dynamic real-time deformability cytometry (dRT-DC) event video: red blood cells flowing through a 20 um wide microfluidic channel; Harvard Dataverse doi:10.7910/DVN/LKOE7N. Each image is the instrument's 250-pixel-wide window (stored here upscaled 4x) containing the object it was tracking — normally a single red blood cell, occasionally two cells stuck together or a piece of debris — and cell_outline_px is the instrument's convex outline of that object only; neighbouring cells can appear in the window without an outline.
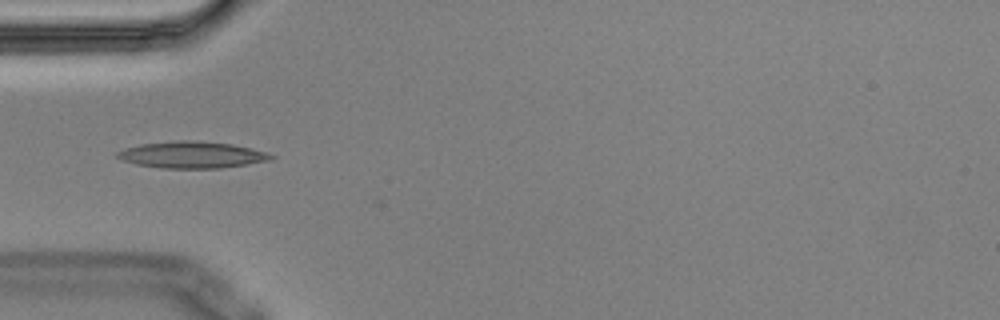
{"species": "Egyptian fruit bat (a non-hibernating species)", "species_latin": "Rousettus aegyptiacus", "temperature_condition": "cold", "stored_images_in_passage": 10, "camera_frame_rate_fps": 3000, "um_per_image_px": 0.085, "animal": {"sex": "male"}, "frame": {"image": 1, "passage_image": 4, "time_ms": 1.0, "image_size_px": [1000, 320], "cell_outline_px": [[276, 156], [272, 160], [248, 164], [220, 168], [160, 168], [136, 164], [120, 160], [116, 156], [116, 152], [124, 148], [140, 144], [180, 140], [188, 140], [232, 144], [264, 152]], "centroid_in_image_um": [16.26, 13.16], "position_along_channel_um": 68.7, "area_um2": 23.76}}
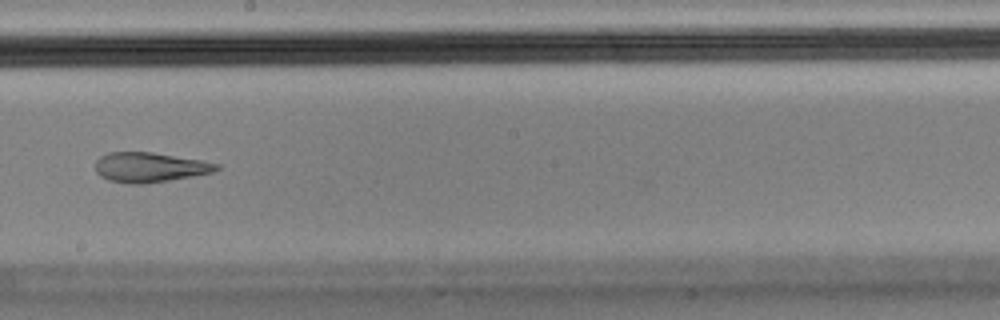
{"frame": {"image": 2, "passage_image": 8, "time_ms": 2.333, "image_size_px": [1000, 320], "cell_outline_px": [[220, 168], [212, 172], [192, 176], [144, 184], [128, 184], [108, 180], [100, 176], [96, 172], [96, 160], [100, 156], [108, 152], [152, 152], [200, 160], [220, 164]], "centroid_in_image_um": [12.69, 14.22], "position_along_channel_um": 235.5, "area_um2": 20.98}}
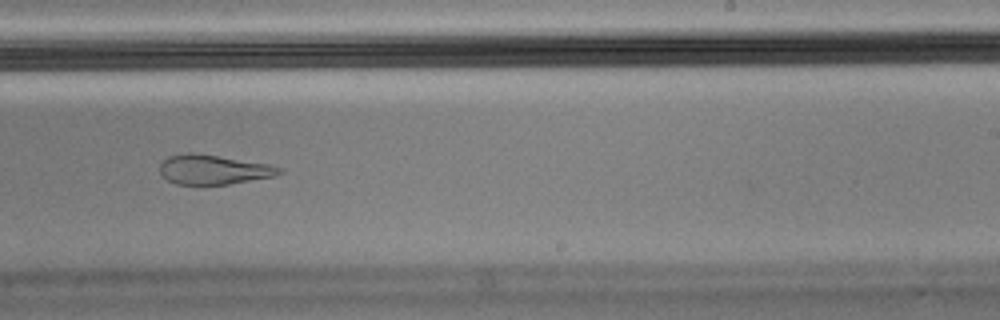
{"frame": {"image": 3, "passage_image": 9, "time_ms": 2.667, "image_size_px": [1000, 320], "cell_outline_px": [[284, 172], [276, 176], [228, 184], [176, 184], [168, 180], [160, 172], [160, 164], [168, 156], [188, 152], [192, 152], [268, 164], [284, 168]], "centroid_in_image_um": [18.17, 14.41], "position_along_channel_um": 270.8, "area_um2": 20.46}}